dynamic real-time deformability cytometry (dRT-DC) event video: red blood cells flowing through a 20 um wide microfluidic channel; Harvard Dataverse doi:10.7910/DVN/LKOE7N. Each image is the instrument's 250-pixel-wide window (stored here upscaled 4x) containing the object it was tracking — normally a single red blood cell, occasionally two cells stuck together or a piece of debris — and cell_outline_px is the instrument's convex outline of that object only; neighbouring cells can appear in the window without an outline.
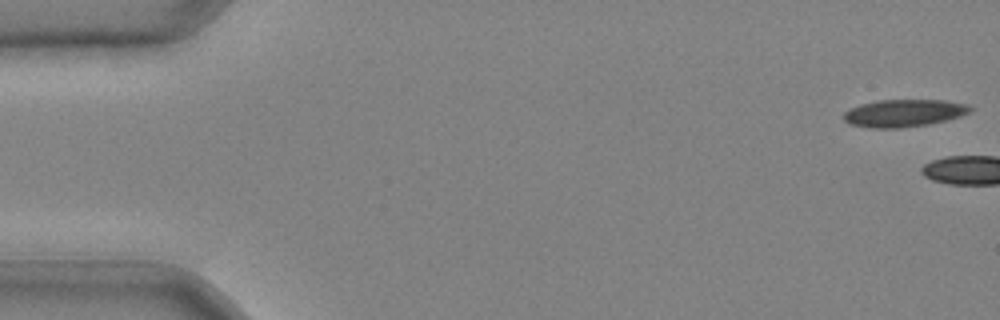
{"species": "common noctule bat (a hibernating species)", "species_latin": "Nyctalus noctula", "temperature_condition": "cold", "stored_images_in_passage": 3, "camera_frame_rate_fps": 3000, "um_per_image_px": 0.085, "animal": {"sex": "male", "body_mass_g": 20.4}, "frame": {"image": 1, "passage_image": 1, "time_ms": 0.0, "image_size_px": [1000, 320], "cell_outline_px": [[972, 108], [968, 112], [960, 116], [928, 124], [900, 128], [872, 128], [848, 124], [844, 120], [844, 112], [860, 104], [876, 100], [944, 100], [968, 104]], "centroid_in_image_um": [76.8, 9.61], "position_along_channel_um": 8.2, "area_um2": 20.11}}